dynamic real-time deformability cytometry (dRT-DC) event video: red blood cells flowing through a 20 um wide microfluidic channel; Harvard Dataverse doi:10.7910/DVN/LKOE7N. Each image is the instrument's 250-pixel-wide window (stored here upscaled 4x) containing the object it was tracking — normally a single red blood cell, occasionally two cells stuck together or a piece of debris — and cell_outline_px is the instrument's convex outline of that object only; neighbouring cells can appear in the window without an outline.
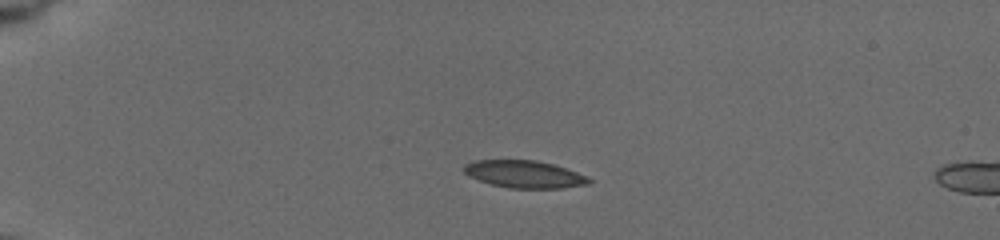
{"species": "common noctule bat (a hibernating species)", "species_latin": "Nyctalus noctula", "temperature_condition": "cold", "stored_images_in_passage": 13, "camera_frame_rate_fps": 3000, "um_per_image_px": 0.085, "animal": {"sex": "female", "body_mass_g": 19.5, "forearm_length_mm": 54.1}, "frame": {"image": 1, "passage_image": 6, "time_ms": 4.667, "image_size_px": [1000, 240], "cell_outline_px": [[592, 180], [588, 184], [560, 188], [508, 188], [492, 184], [468, 176], [464, 172], [464, 164], [472, 160], [536, 160], [552, 164], [576, 172]], "centroid_in_image_um": [44.52, 14.8], "position_along_channel_um": 40.5, "area_um2": 19.71}}
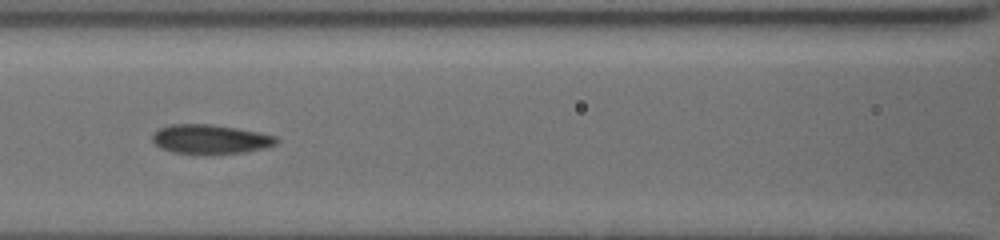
{"frame": {"image": 2, "passage_image": 11, "time_ms": 9.0, "image_size_px": [1000, 240], "cell_outline_px": [[280, 140], [276, 144], [264, 148], [244, 152], [212, 156], [172, 152], [160, 148], [152, 140], [152, 136], [160, 128], [172, 124], [212, 124], [260, 132], [276, 136]], "centroid_in_image_um": [17.9, 11.86], "position_along_channel_um": 148.7, "area_um2": 21.62}}
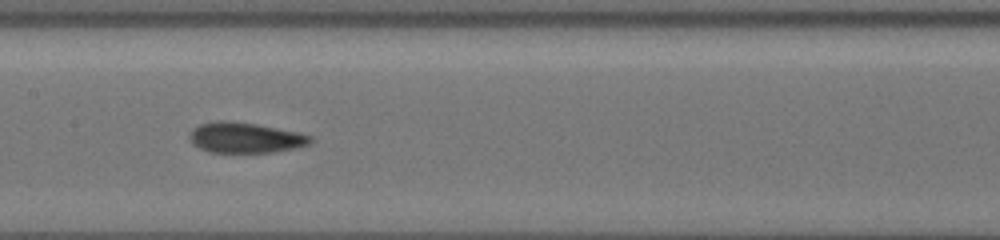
{"frame": {"image": 3, "passage_image": 12, "time_ms": 10.0, "image_size_px": [1000, 240], "cell_outline_px": [[316, 140], [308, 144], [296, 148], [272, 152], [208, 152], [192, 144], [188, 136], [192, 128], [200, 124], [216, 120], [232, 120], [256, 124], [296, 132], [312, 136]], "centroid_in_image_um": [20.82, 11.69], "position_along_channel_um": 186.6, "area_um2": 21.62}}